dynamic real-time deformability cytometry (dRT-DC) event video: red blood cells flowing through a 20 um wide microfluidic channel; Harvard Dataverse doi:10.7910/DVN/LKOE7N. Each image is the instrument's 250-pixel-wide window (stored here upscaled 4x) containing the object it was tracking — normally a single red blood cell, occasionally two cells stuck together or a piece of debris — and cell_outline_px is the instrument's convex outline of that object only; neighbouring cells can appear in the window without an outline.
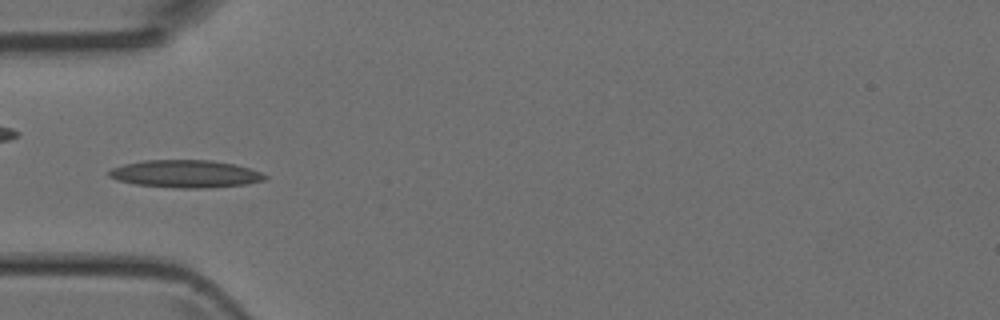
{"species": "Egyptian fruit bat (a non-hibernating species)", "species_latin": "Rousettus aegyptiacus", "temperature_condition": "room temperature", "stored_images_in_passage": 50, "camera_frame_rate_fps": 3000, "um_per_image_px": 0.085, "animal": {"sex": "female"}, "frame": {"image": 1, "passage_image": 16, "time_ms": 5.0, "image_size_px": [1000, 320], "cell_outline_px": [[268, 176], [264, 180], [248, 184], [208, 188], [180, 188], [136, 184], [116, 180], [108, 176], [108, 172], [112, 168], [124, 164], [144, 160], [212, 160], [236, 164], [260, 172]], "centroid_in_image_um": [15.78, 14.77], "position_along_channel_um": 69.2, "area_um2": 25.09}}
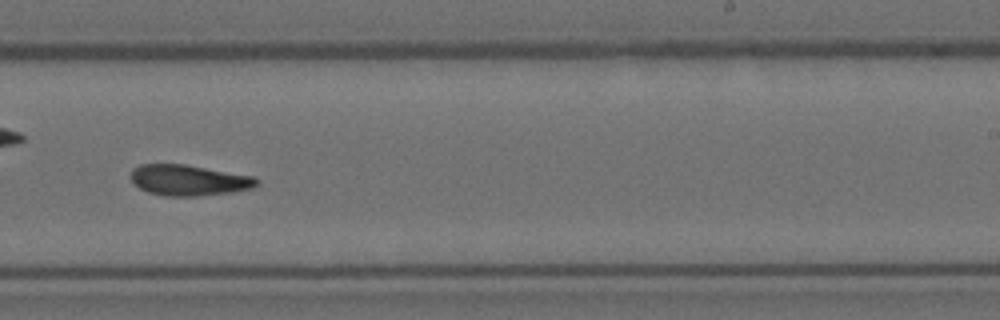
{"frame": {"image": 2, "passage_image": 31, "time_ms": 10.0, "image_size_px": [1000, 320], "cell_outline_px": [[260, 184], [252, 188], [232, 192], [196, 196], [164, 196], [148, 192], [140, 188], [132, 180], [132, 168], [140, 164], [184, 164], [256, 176], [260, 180]], "centroid_in_image_um": [16.1, 15.31], "position_along_channel_um": 272.9, "area_um2": 22.72}}
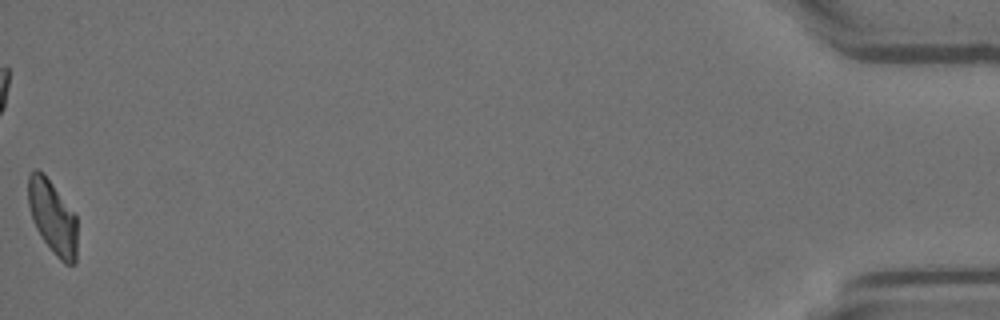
{"frame": {"image": 3, "passage_image": 50, "time_ms": 16.333, "image_size_px": [1000, 320], "cell_outline_px": [[76, 264], [64, 264], [56, 256], [44, 240], [36, 228], [32, 220], [28, 204], [28, 176], [36, 168], [52, 184], [76, 216]], "centroid_in_image_um": [4.46, 18.5], "position_along_channel_um": 430.7, "area_um2": 20.58}}